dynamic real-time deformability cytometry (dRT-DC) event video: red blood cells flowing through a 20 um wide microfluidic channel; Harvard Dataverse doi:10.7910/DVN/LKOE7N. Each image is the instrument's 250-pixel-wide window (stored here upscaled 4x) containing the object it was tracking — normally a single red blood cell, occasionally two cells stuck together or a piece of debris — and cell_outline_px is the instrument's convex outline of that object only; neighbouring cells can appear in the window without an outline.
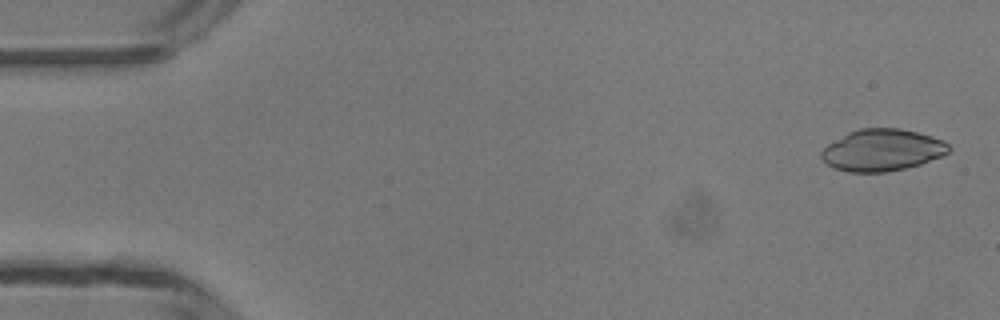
{"species": "common noctule bat (a hibernating species)", "species_latin": "Nyctalus noctula", "temperature_condition": "room temperature", "stored_images_in_passage": 49, "camera_frame_rate_fps": 3000, "um_per_image_px": 0.085, "animal": {"sex": "male", "body_mass_g": 13.3}, "frame": {"image": 1, "passage_image": 2, "time_ms": 0.333, "image_size_px": [1000, 320], "cell_outline_px": [[952, 148], [944, 156], [920, 164], [904, 168], [884, 172], [848, 172], [836, 168], [828, 164], [820, 156], [820, 152], [828, 144], [848, 132], [860, 128], [900, 128], [932, 136], [944, 140]], "centroid_in_image_um": [75.01, 12.75], "position_along_channel_um": 10.0, "area_um2": 31.04}}
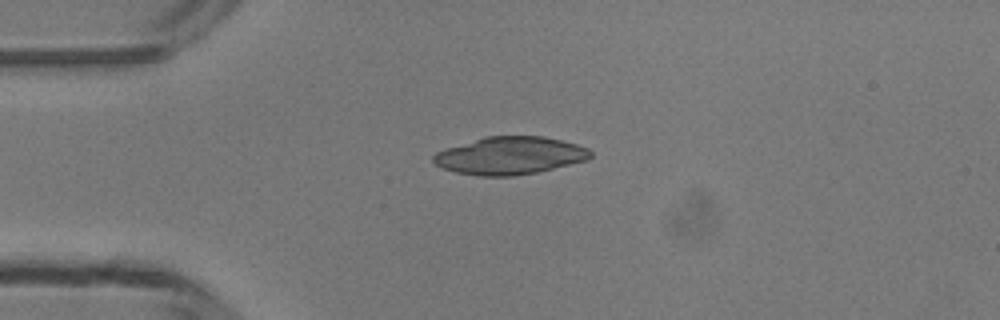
{"frame": {"image": 2, "passage_image": 12, "time_ms": 3.667, "image_size_px": [1000, 320], "cell_outline_px": [[592, 156], [588, 160], [536, 172], [512, 176], [480, 176], [456, 172], [444, 168], [436, 164], [432, 160], [432, 156], [436, 152], [484, 136], [544, 136], [576, 144], [588, 148], [592, 152]], "centroid_in_image_um": [43.36, 13.22], "position_along_channel_um": 41.6, "area_um2": 34.28}}